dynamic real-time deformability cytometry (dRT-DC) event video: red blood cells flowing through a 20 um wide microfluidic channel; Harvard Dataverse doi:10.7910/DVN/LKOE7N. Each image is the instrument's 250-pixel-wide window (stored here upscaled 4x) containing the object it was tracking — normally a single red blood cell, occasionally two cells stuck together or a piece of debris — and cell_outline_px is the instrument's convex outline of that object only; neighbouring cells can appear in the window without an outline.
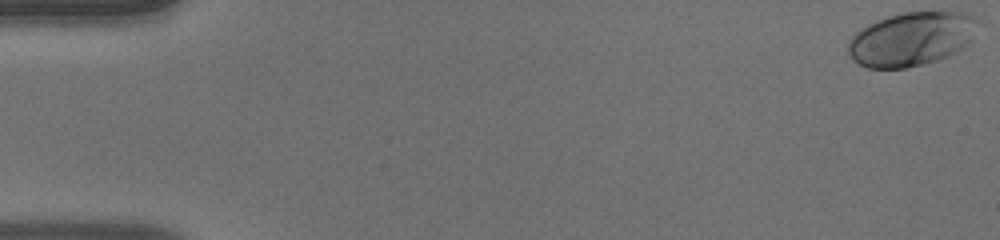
{"species": "human", "species_latin": "Homo sapiens", "temperature_condition": "warm", "stored_images_in_passage": 52, "camera_frame_rate_fps": 3000, "um_per_image_px": 0.085, "donor": {"sex": "male"}, "frame": {"image": 1, "passage_image": 1, "time_ms": 0.0, "image_size_px": [1000, 240], "cell_outline_px": [[980, 20], [972, 40], [968, 44], [956, 52], [936, 60], [904, 68], [868, 68], [852, 60], [848, 56], [848, 40], [860, 28], [876, 20], [888, 16], [904, 12], [960, 12], [976, 16]], "centroid_in_image_um": [77.47, 3.3], "position_along_channel_um": 7.5, "area_um2": 40.86}}
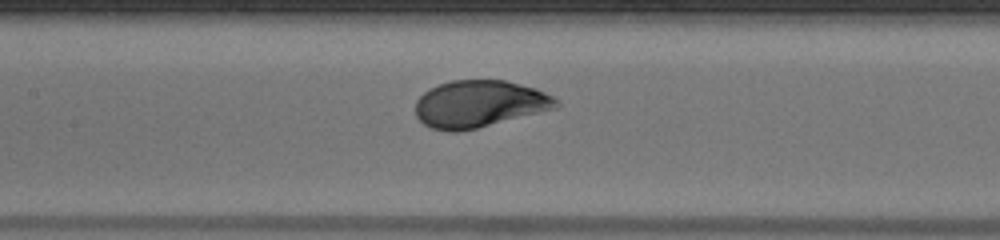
{"frame": {"image": 2, "passage_image": 25, "time_ms": 8.0, "image_size_px": [1000, 240], "cell_outline_px": [[560, 104], [556, 108], [476, 128], [456, 132], [448, 132], [432, 128], [424, 124], [416, 116], [416, 100], [428, 88], [452, 80], [504, 80], [536, 88], [552, 96]], "centroid_in_image_um": [40.71, 8.83], "position_along_channel_um": 166.7, "area_um2": 38.32}}
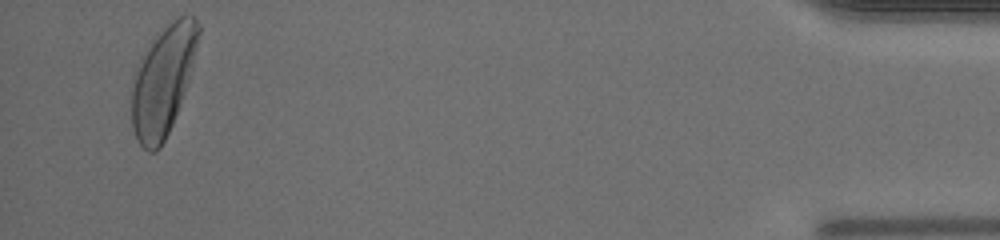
{"frame": {"image": 3, "passage_image": 50, "time_ms": 16.333, "image_size_px": [1000, 240], "cell_outline_px": [[200, 32], [188, 84], [172, 124], [160, 148], [156, 152], [148, 152], [136, 140], [132, 128], [132, 72], [152, 36], [172, 20], [180, 16], [192, 16], [200, 24]], "centroid_in_image_um": [13.82, 6.83], "position_along_channel_um": 421.4, "area_um2": 43.06}, "authors_computed_cell_mechanics": {"area_um2": 38.7838, "velocity_mm_per_s": 3.9911, "shape_relaxation_time_tau1_ms": 2.2087, "shape_relaxation_time_tau2_ms": null, "deformation_change_tau1": 0.157, "deformation_change_tau2": null}}